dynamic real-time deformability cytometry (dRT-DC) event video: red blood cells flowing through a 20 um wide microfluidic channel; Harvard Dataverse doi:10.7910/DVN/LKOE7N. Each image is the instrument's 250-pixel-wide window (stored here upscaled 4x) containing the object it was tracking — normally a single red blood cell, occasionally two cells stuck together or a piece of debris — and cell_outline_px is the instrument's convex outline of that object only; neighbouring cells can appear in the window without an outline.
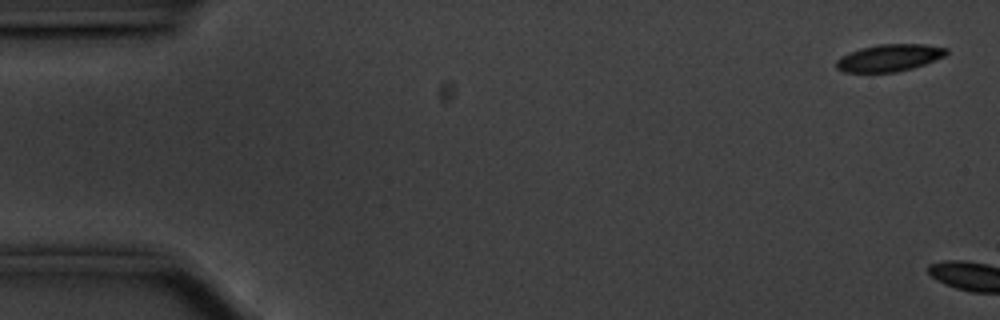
{"species": "common noctule bat (a hibernating species)", "species_latin": "Nyctalus noctula", "temperature_condition": "cold", "stored_images_in_passage": 5, "camera_frame_rate_fps": 3000, "um_per_image_px": 0.085, "animal": {"sex": "male", "body_mass_g": 20.1, "forearm_length_mm": 53.5}, "frame": {"image": 1, "passage_image": 2, "time_ms": 0.333, "image_size_px": [1000, 320], "cell_outline_px": [[948, 52], [944, 56], [924, 64], [912, 68], [896, 72], [844, 72], [836, 68], [836, 60], [840, 56], [848, 52], [860, 48], [880, 44], [924, 44], [948, 48]], "centroid_in_image_um": [75.56, 4.91], "position_along_channel_um": 9.4, "area_um2": 17.4}}